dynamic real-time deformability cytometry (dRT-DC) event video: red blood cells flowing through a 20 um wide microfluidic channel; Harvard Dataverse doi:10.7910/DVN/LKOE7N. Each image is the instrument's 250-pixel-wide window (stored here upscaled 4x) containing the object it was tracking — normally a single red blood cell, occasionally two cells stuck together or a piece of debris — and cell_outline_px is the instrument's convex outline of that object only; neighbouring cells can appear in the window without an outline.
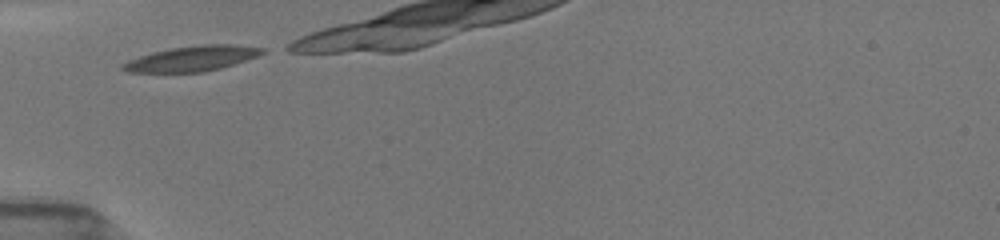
{"species": "common noctule bat (a hibernating species)", "species_latin": "Nyctalus noctula", "temperature_condition": "room temperature", "stored_images_in_passage": 7, "camera_frame_rate_fps": 3000, "um_per_image_px": 0.085, "animal": {"sex": "female", "body_mass_g": 19.5, "forearm_length_mm": 54.1}, "frame": {"image": 1, "passage_image": 1, "time_ms": 0.0, "image_size_px": [1000, 240], "cell_outline_px": [[268, 52], [220, 68], [204, 72], [128, 72], [120, 68], [120, 64], [128, 60], [152, 52], [172, 48], [200, 44], [232, 44], [264, 48]], "centroid_in_image_um": [16.3, 4.97], "position_along_channel_um": 68.7, "area_um2": 20.4}}